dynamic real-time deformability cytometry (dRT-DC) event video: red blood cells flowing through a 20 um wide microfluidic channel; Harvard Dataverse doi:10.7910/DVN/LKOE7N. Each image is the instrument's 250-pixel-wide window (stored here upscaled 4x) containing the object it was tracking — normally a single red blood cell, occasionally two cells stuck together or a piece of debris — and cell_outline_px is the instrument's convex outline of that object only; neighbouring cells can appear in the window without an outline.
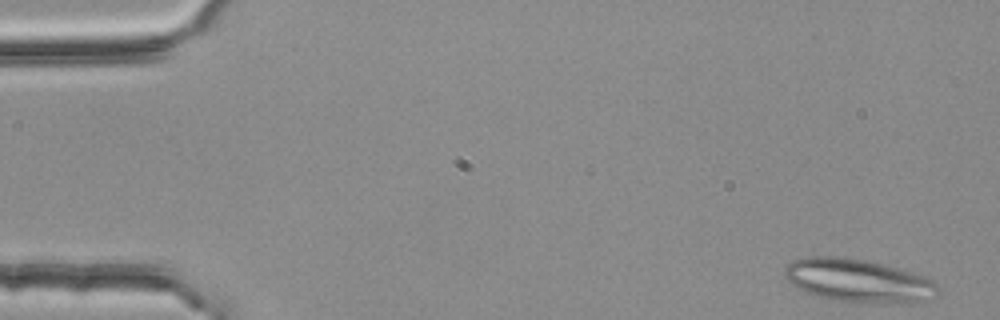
{"species": "common noctule bat (a hibernating species)", "species_latin": "Nyctalus noctula", "temperature_condition": "room temperature", "stored_images_in_passage": 3, "camera_frame_rate_fps": 3000, "um_per_image_px": 0.085, "animal": {"sex": "female", "body_mass_g": 25.1}, "frame": {"image": 1, "passage_image": 1, "time_ms": 0.0, "image_size_px": [1000, 320], "cell_outline_px": [[936, 296], [924, 300], [900, 304], [868, 304], [840, 300], [820, 296], [804, 292], [792, 284], [784, 276], [784, 268], [792, 260], [808, 256], [836, 256], [864, 260], [896, 268], [924, 276], [936, 284]], "centroid_in_image_um": [72.91, 23.87], "position_along_channel_um": 12.1, "area_um2": 38.38}}